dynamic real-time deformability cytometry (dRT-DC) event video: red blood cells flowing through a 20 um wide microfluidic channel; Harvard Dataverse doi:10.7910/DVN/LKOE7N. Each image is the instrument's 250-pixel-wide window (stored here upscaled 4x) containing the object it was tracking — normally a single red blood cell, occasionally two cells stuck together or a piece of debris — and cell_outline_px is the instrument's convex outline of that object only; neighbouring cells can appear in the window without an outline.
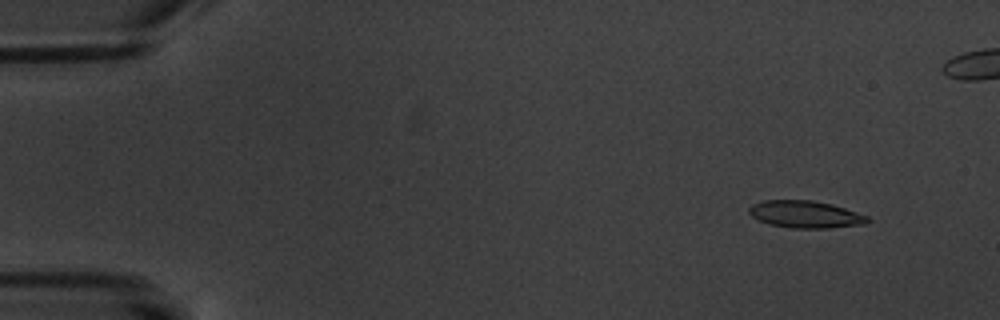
{"species": "common noctule bat (a hibernating species)", "species_latin": "Nyctalus noctula", "temperature_condition": "warm", "stored_images_in_passage": 9, "camera_frame_rate_fps": 3000, "um_per_image_px": 0.085, "animal": {"sex": "male", "body_mass_g": 20.1, "forearm_length_mm": 53.5}, "frame": {"image": 1, "passage_image": 1, "time_ms": 0.0, "image_size_px": [1000, 320], "cell_outline_px": [[872, 220], [868, 224], [828, 228], [792, 228], [768, 224], [752, 216], [748, 212], [748, 208], [752, 204], [764, 200], [812, 200], [832, 204], [868, 216]], "centroid_in_image_um": [68.48, 18.22], "position_along_channel_um": 16.5, "area_um2": 18.9}}